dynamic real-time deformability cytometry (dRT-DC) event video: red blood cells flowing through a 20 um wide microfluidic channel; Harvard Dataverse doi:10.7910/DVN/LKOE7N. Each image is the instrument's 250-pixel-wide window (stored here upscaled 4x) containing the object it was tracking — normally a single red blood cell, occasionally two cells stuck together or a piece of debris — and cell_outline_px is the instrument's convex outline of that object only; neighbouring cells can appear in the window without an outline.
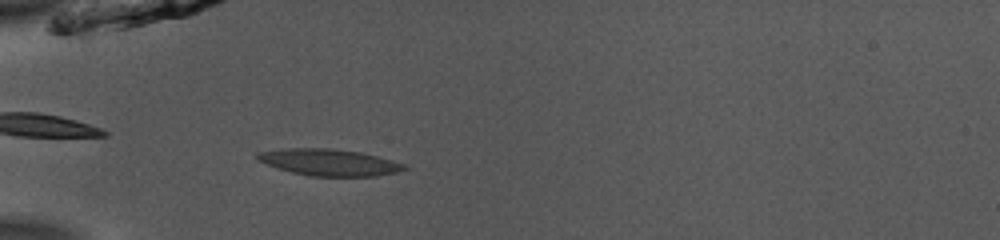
{"species": "common noctule bat (a hibernating species)", "species_latin": "Nyctalus noctula", "temperature_condition": "room temperature", "stored_images_in_passage": 35, "camera_frame_rate_fps": 3000, "um_per_image_px": 0.085, "animal": {"sex": "male", "body_mass_g": 13.0, "forearm_length_mm": 53.1}, "frame": {"image": 1, "passage_image": 2, "time_ms": 0.333, "image_size_px": [1000, 240], "cell_outline_px": [[412, 168], [396, 172], [376, 176], [308, 176], [276, 168], [256, 160], [256, 152], [284, 148], [328, 148], [360, 152], [408, 164]], "centroid_in_image_um": [27.98, 13.8], "position_along_channel_um": 57.0, "area_um2": 23.06}}
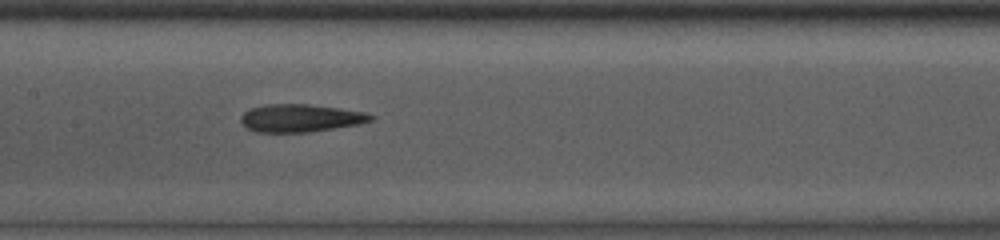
{"frame": {"image": 2, "passage_image": 12, "time_ms": 3.667, "image_size_px": [1000, 240], "cell_outline_px": [[376, 116], [372, 120], [360, 124], [308, 132], [256, 132], [248, 128], [240, 120], [240, 116], [248, 108], [268, 104], [308, 104], [340, 108], [364, 112]], "centroid_in_image_um": [25.54, 10.03], "position_along_channel_um": 181.9, "area_um2": 21.04}}
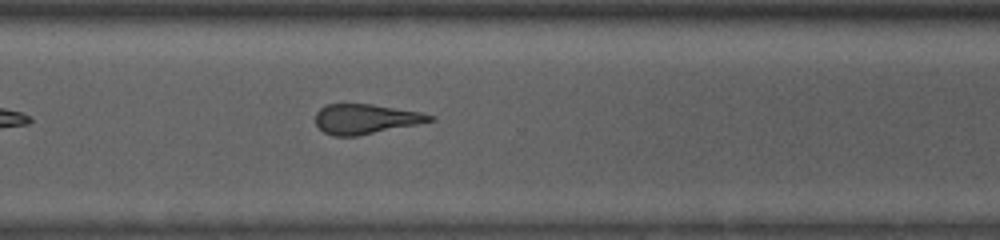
{"frame": {"image": 3, "passage_image": 24, "time_ms": 7.667, "image_size_px": [1000, 240], "cell_outline_px": [[436, 120], [356, 136], [332, 136], [324, 132], [316, 124], [316, 112], [320, 108], [328, 104], [372, 104], [420, 112], [436, 116]], "centroid_in_image_um": [31.07, 10.11], "position_along_channel_um": 339.5, "area_um2": 19.71}, "authors_computed_cell_mechanics": {"area_um2": 20.3456, "velocity_mm_per_s": 3.9524, "shape_relaxation_time_tau1_ms": 10.7969, "shape_relaxation_time_tau2_ms": 3.6302, "deformation_change_tau1": 0.2575, "deformation_change_tau2": 0.149}}